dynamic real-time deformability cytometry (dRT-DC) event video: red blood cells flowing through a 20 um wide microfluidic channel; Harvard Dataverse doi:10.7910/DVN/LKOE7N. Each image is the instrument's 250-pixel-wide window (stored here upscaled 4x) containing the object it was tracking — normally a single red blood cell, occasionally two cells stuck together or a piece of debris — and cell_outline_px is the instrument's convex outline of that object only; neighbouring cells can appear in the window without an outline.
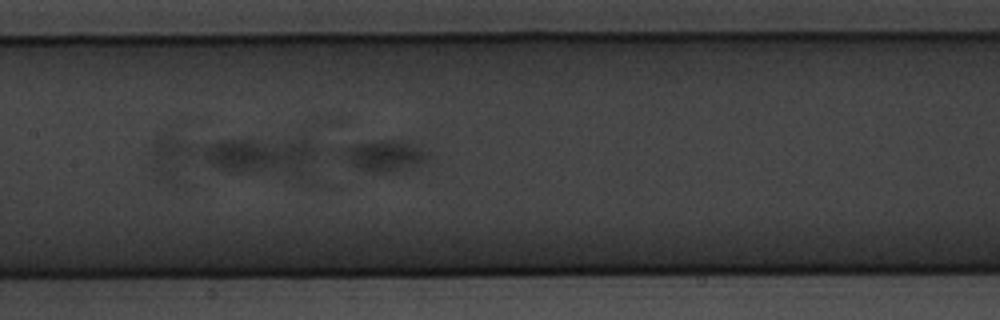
{"species": "common noctule bat (a hibernating species)", "species_latin": "Nyctalus noctula", "temperature_condition": "warm", "stored_images_in_passage": 26, "camera_frame_rate_fps": 3000, "um_per_image_px": 0.085, "animal": {"sex": "male", "body_mass_g": 20.1, "forearm_length_mm": 53.5}, "frame": {"image": 1, "passage_image": 26, "time_ms": 8.333, "image_size_px": [1000, 320], "cell_outline_px": [[432, 156], [428, 160], [404, 172], [372, 172], [356, 168], [344, 160], [340, 156], [340, 148], [352, 144], [372, 140], [400, 140], [420, 144]], "centroid_in_image_um": [32.71, 13.22], "position_along_channel_um": 174.7, "area_um2": 16.53}}